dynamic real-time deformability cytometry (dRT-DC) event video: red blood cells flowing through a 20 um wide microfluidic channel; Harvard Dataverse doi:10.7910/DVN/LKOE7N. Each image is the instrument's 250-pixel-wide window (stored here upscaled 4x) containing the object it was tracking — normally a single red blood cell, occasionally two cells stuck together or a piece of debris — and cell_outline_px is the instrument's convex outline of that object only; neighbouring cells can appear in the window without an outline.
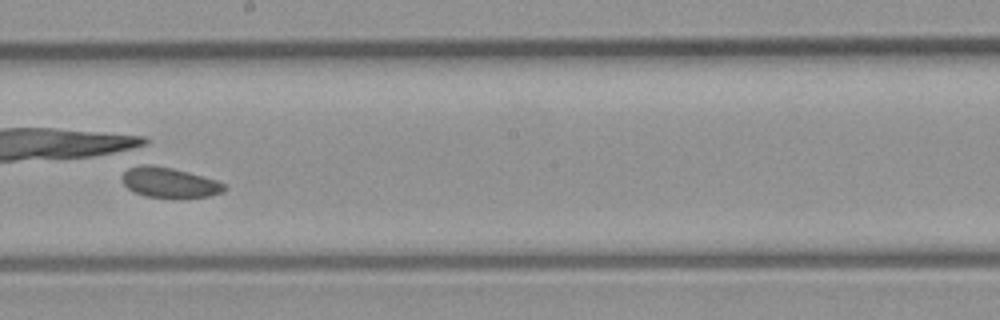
{"species": "common noctule bat (a hibernating species)", "species_latin": "Nyctalus noctula", "temperature_condition": "room temperature", "stored_images_in_passage": 28, "camera_frame_rate_fps": 3000, "um_per_image_px": 0.085, "animal": {"sex": "male", "body_mass_g": 23.1, "forearm_length_mm": 52.7}, "frame": {"image": 1, "passage_image": 13, "time_ms": 4.0, "image_size_px": [1000, 320], "cell_outline_px": [[224, 192], [208, 196], [144, 196], [132, 192], [124, 184], [124, 172], [128, 168], [144, 164], [152, 164], [172, 168], [188, 172], [216, 180], [224, 184]], "centroid_in_image_um": [14.37, 15.49], "position_along_channel_um": 233.8, "area_um2": 17.4}}